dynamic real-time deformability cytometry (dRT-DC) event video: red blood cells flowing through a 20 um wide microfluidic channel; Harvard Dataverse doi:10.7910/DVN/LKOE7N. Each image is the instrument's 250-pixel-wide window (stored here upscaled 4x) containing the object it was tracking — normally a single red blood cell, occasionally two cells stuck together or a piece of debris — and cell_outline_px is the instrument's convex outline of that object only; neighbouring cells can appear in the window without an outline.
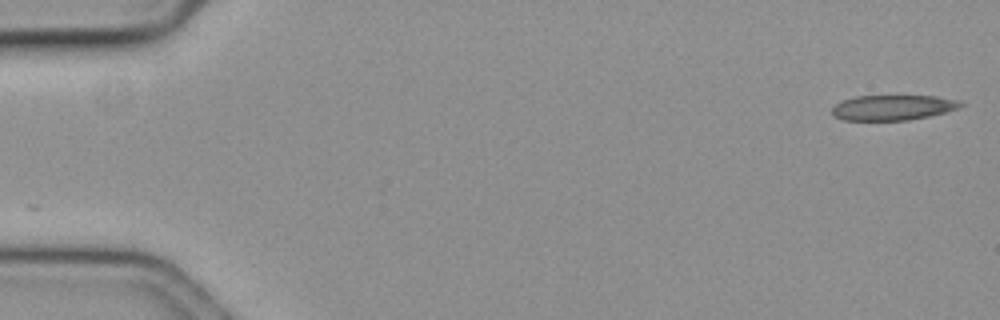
{"species": "common noctule bat (a hibernating species)", "species_latin": "Nyctalus noctula", "temperature_condition": "cold", "stored_images_in_passage": 56, "camera_frame_rate_fps": 3000, "um_per_image_px": 0.085, "animal": {"sex": "female", "body_mass_g": 19.3, "forearm_length_mm": 54.1}, "frame": {"image": 1, "passage_image": 1, "time_ms": 0.0, "image_size_px": [1000, 320], "cell_outline_px": [[964, 104], [956, 108], [944, 112], [928, 116], [908, 120], [844, 120], [832, 116], [832, 108], [836, 104], [844, 100], [856, 96], [936, 96], [960, 100]], "centroid_in_image_um": [75.87, 9.14], "position_along_channel_um": 9.1, "area_um2": 18.73}}
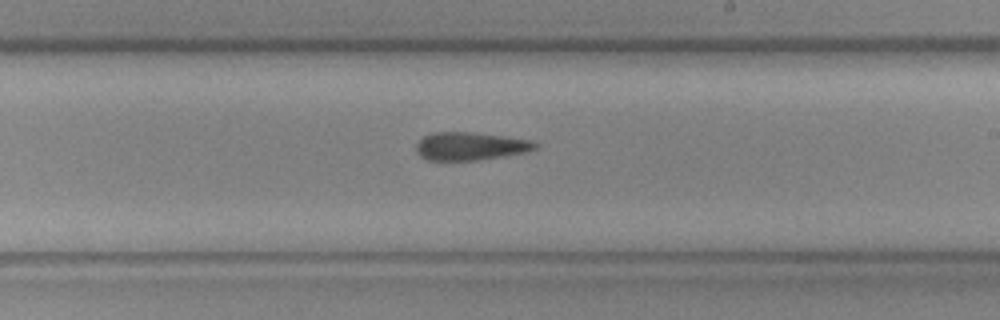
{"frame": {"image": 2, "passage_image": 33, "time_ms": 10.667, "image_size_px": [1000, 320], "cell_outline_px": [[540, 144], [536, 148], [524, 152], [476, 160], [428, 160], [420, 156], [416, 152], [416, 144], [424, 136], [432, 132], [468, 132], [532, 140]], "centroid_in_image_um": [39.94, 12.42], "position_along_channel_um": 249.1, "area_um2": 19.13}}
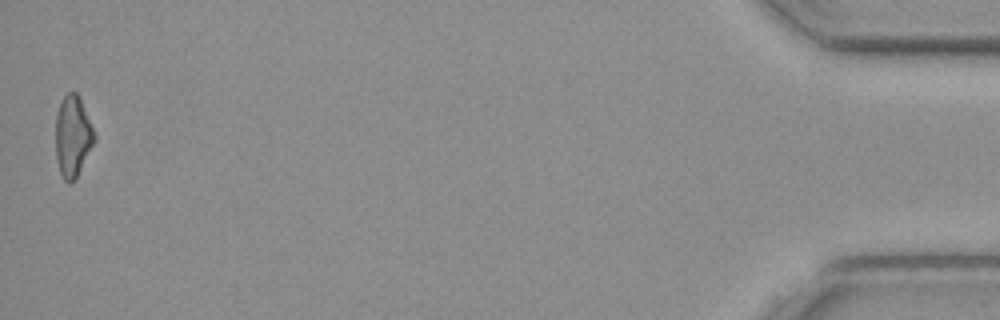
{"frame": {"image": 3, "passage_image": 56, "time_ms": 18.333, "image_size_px": [1000, 320], "cell_outline_px": [[96, 140], [76, 176], [68, 184], [64, 180], [60, 172], [56, 160], [56, 112], [64, 96], [68, 92], [76, 92], [80, 96], [96, 136]], "centroid_in_image_um": [6.18, 11.55], "position_along_channel_um": 429.0, "area_um2": 18.21}, "authors_computed_cell_mechanics": {"area_um2": 19.8543, "velocity_mm_per_s": 3.6445, "shape_relaxation_time_tau1_ms": null, "shape_relaxation_time_tau2_ms": 6.4212, "deformation_change_tau1": null, "deformation_change_tau2": 0.1907}}